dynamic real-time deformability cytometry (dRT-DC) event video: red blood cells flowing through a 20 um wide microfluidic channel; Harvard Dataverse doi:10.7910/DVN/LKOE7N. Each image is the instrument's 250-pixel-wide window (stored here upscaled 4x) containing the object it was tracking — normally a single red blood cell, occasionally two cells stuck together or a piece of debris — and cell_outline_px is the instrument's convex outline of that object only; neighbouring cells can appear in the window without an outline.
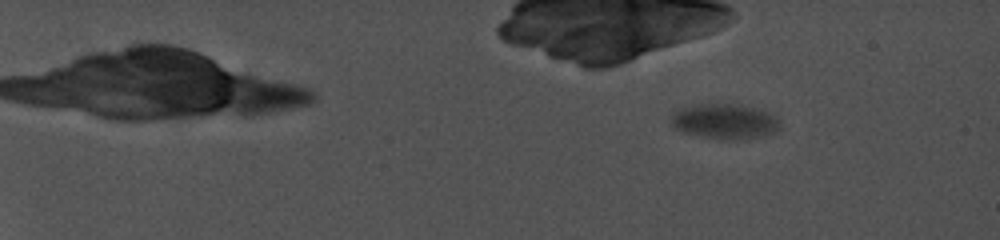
{"species": "common noctule bat (a hibernating species)", "species_latin": "Nyctalus noctula", "temperature_condition": "cold", "stored_images_in_passage": 44, "camera_frame_rate_fps": 5000, "um_per_image_px": 0.085, "animal": {"sex": "female", "body_mass_g": 19.0, "forearm_length_mm": 56.7}, "frame": {"image": 1, "passage_image": 12, "time_ms": 3.8, "image_size_px": [1000, 240], "cell_outline_px": [[780, 128], [776, 132], [760, 136], [740, 140], [720, 140], [684, 132], [676, 128], [672, 124], [672, 116], [676, 112], [684, 108], [700, 104], [736, 104], [768, 112], [776, 116], [780, 120]], "centroid_in_image_um": [61.67, 10.34], "position_along_channel_um": 23.3, "area_um2": 22.02}}
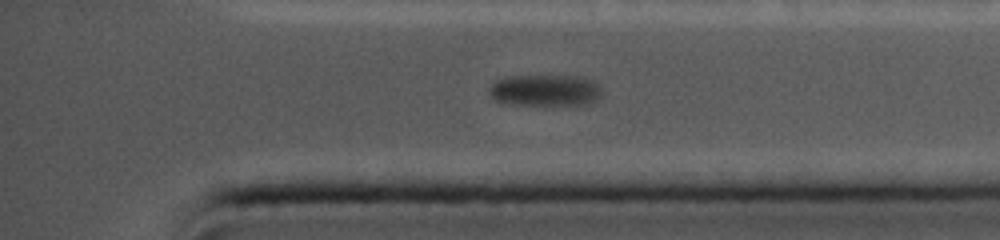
{"frame": {"image": 2, "passage_image": 44, "time_ms": 20.4, "image_size_px": [1000, 240], "cell_outline_px": [[600, 96], [596, 100], [588, 104], [512, 104], [496, 100], [488, 92], [492, 84], [496, 80], [508, 76], [580, 76], [592, 80], [600, 84]], "centroid_in_image_um": [46.36, 7.66], "position_along_channel_um": 388.8, "area_um2": 20.46}}